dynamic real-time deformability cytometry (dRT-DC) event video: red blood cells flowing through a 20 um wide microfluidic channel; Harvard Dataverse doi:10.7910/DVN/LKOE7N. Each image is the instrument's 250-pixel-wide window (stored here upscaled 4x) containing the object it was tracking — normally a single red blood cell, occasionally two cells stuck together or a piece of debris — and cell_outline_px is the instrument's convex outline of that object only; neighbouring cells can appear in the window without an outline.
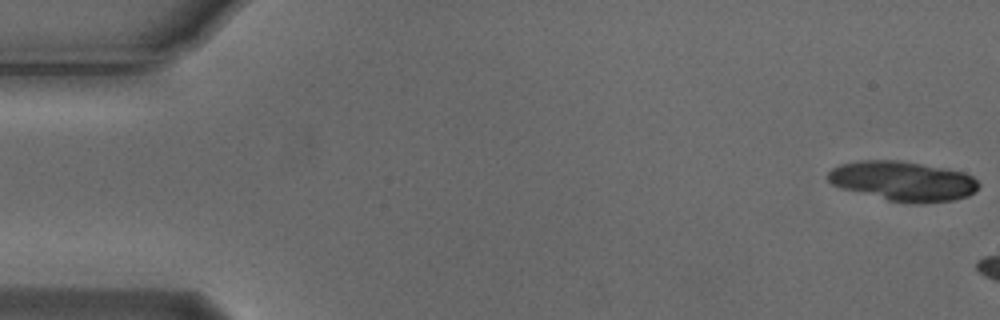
{"species": "Egyptian fruit bat (a non-hibernating species)", "species_latin": "Rousettus aegyptiacus", "temperature_condition": "cold", "stored_images_in_passage": 6, "camera_frame_rate_fps": 3000, "um_per_image_px": 0.085, "animal": {"sex": "male"}, "frame": {"image": 1, "passage_image": 1, "time_ms": 0.0, "image_size_px": [1000, 320], "cell_outline_px": [[980, 184], [968, 196], [952, 200], [924, 204], [912, 204], [888, 200], [840, 188], [832, 184], [828, 180], [828, 172], [832, 168], [840, 164], [856, 160], [900, 160], [948, 168], [964, 172], [972, 176]], "centroid_in_image_um": [76.74, 15.38], "position_along_channel_um": 8.3, "area_um2": 35.14}}